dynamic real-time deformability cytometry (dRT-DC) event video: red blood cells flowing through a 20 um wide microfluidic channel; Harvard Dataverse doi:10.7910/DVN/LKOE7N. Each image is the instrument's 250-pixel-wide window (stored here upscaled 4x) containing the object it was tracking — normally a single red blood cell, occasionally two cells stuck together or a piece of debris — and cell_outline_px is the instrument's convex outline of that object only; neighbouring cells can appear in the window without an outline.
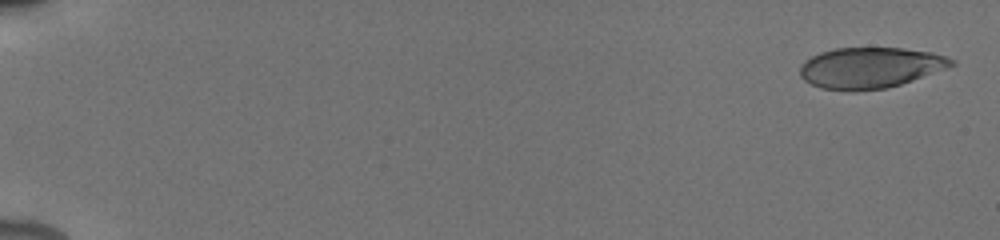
{"species": "human", "species_latin": "Homo sapiens", "temperature_condition": "cold", "stored_images_in_passage": 12, "camera_frame_rate_fps": 3000, "um_per_image_px": 0.085, "donor": {"sex": "male"}, "frame": {"image": 1, "passage_image": 1, "time_ms": 0.0, "image_size_px": [1000, 240], "cell_outline_px": [[956, 64], [948, 68], [888, 88], [852, 92], [848, 92], [820, 88], [804, 80], [800, 76], [800, 68], [804, 60], [820, 52], [836, 48], [904, 48], [932, 52], [956, 60]], "centroid_in_image_um": [73.96, 5.77], "position_along_channel_um": 11.0, "area_um2": 36.36}}
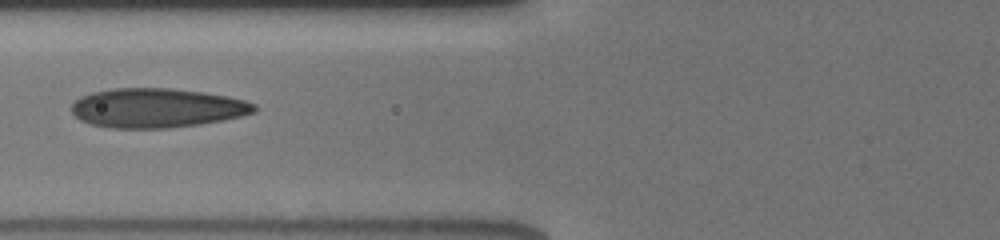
{"frame": {"image": 2, "passage_image": 10, "time_ms": 7.333, "image_size_px": [1000, 240], "cell_outline_px": [[256, 112], [224, 120], [200, 124], [168, 128], [112, 128], [92, 124], [80, 120], [72, 112], [72, 104], [80, 96], [92, 92], [112, 88], [172, 88], [204, 92], [228, 96], [244, 100], [256, 104]], "centroid_in_image_um": [13.34, 9.17], "position_along_channel_um": 112.5, "area_um2": 42.02}}
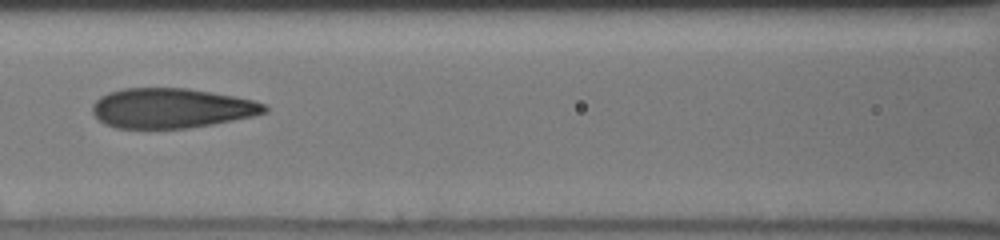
{"frame": {"image": 3, "passage_image": 11, "time_ms": 8.333, "image_size_px": [1000, 240], "cell_outline_px": [[268, 112], [252, 116], [212, 124], [188, 128], [116, 128], [104, 124], [92, 112], [92, 104], [100, 96], [108, 92], [124, 88], [188, 88], [212, 92], [252, 100], [264, 104], [268, 108]], "centroid_in_image_um": [14.54, 9.19], "position_along_channel_um": 152.1, "area_um2": 39.88}}